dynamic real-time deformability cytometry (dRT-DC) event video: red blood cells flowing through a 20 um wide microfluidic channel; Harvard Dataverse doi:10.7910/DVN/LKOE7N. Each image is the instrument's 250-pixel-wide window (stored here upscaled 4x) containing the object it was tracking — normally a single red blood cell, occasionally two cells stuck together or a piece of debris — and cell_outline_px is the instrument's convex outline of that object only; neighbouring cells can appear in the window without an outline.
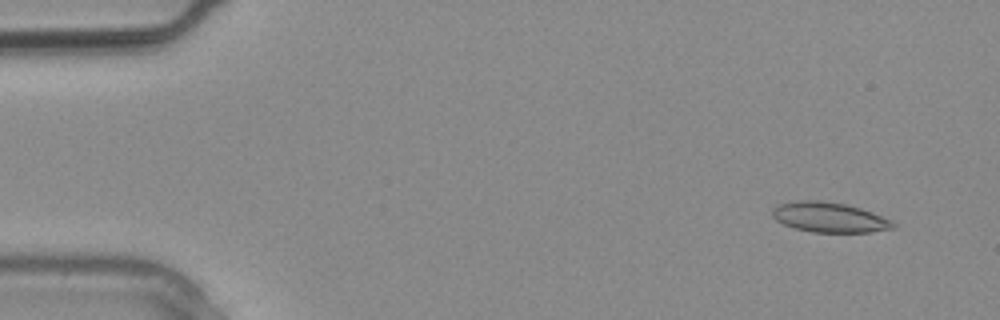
{"species": "common noctule bat (a hibernating species)", "species_latin": "Nyctalus noctula", "temperature_condition": "warm", "stored_images_in_passage": 3, "camera_frame_rate_fps": 3000, "um_per_image_px": 0.085, "animal": {"sex": "male", "body_mass_g": 20.4}, "frame": {"image": 1, "passage_image": 1, "time_ms": 0.0, "image_size_px": [1000, 320], "cell_outline_px": [[896, 228], [872, 232], [812, 232], [796, 228], [784, 224], [776, 220], [772, 216], [772, 208], [776, 204], [796, 200], [820, 200], [848, 204], [872, 212], [892, 220], [896, 224]], "centroid_in_image_um": [70.5, 18.46], "position_along_channel_um": 14.5, "area_um2": 21.39}}
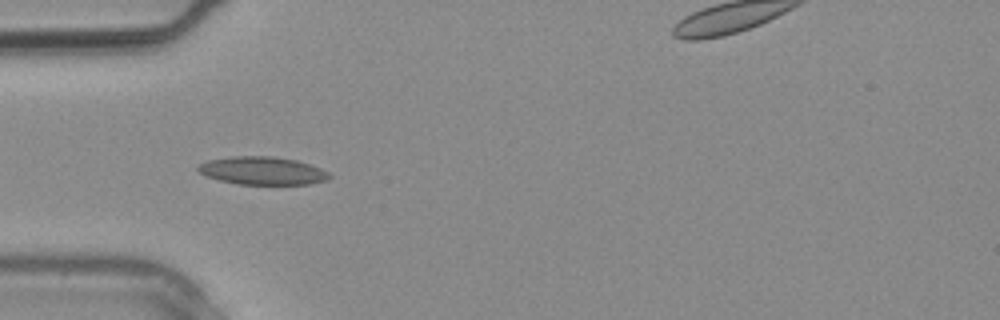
{"frame": {"image": 2, "passage_image": 3, "time_ms": 0.667, "image_size_px": [1000, 320], "cell_outline_px": [[332, 176], [324, 180], [308, 184], [236, 184], [220, 180], [208, 176], [200, 172], [196, 168], [200, 164], [208, 160], [232, 156], [276, 156], [296, 160], [320, 168], [328, 172]], "centroid_in_image_um": [22.3, 14.5], "position_along_channel_um": 62.7, "area_um2": 21.21}}